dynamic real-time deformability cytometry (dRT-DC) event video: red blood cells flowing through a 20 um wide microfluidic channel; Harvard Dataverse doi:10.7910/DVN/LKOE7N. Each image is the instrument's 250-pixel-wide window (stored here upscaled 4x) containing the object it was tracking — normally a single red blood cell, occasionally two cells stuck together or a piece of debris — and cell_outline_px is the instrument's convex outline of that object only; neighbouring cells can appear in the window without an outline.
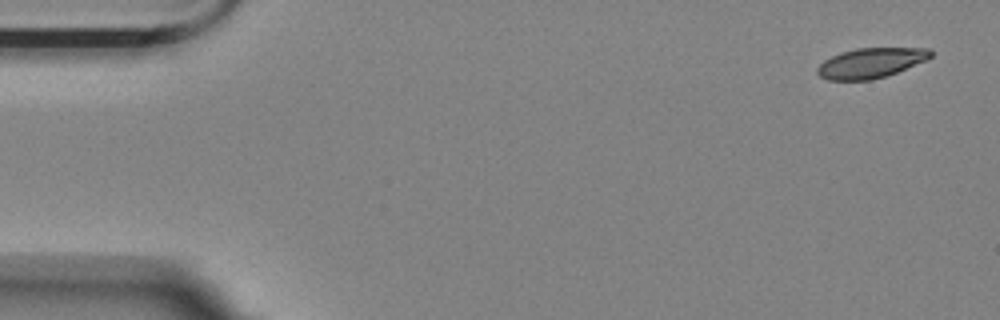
{"species": "Egyptian fruit bat (a non-hibernating species)", "species_latin": "Rousettus aegyptiacus", "temperature_condition": "room temperature", "stored_images_in_passage": 5, "camera_frame_rate_fps": 3000, "um_per_image_px": 0.085, "animal": {"sex": "female"}, "frame": {"image": 1, "passage_image": 1, "time_ms": 0.0, "image_size_px": [1000, 320], "cell_outline_px": [[932, 56], [928, 60], [896, 72], [872, 80], [828, 80], [820, 76], [816, 72], [816, 68], [824, 60], [840, 52], [856, 48], [928, 48], [932, 52]], "centroid_in_image_um": [74.01, 5.35], "position_along_channel_um": 11.0, "area_um2": 19.83}}
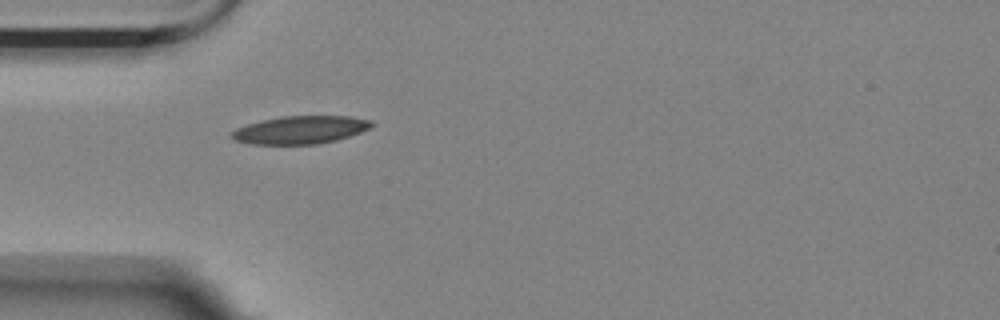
{"frame": {"image": 2, "passage_image": 5, "time_ms": 1.333, "image_size_px": [1000, 320], "cell_outline_px": [[376, 124], [360, 132], [336, 140], [316, 144], [248, 144], [236, 140], [228, 136], [236, 128], [248, 124], [280, 116], [352, 116], [372, 120]], "centroid_in_image_um": [25.54, 11.03], "position_along_channel_um": 59.5, "area_um2": 22.72}}